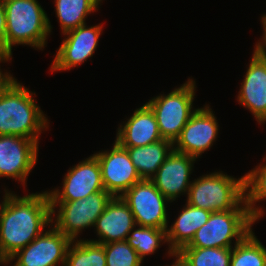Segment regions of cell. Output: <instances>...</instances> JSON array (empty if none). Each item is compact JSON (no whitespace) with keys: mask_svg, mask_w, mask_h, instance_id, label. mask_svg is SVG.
<instances>
[{"mask_svg":"<svg viewBox=\"0 0 266 266\" xmlns=\"http://www.w3.org/2000/svg\"><path fill=\"white\" fill-rule=\"evenodd\" d=\"M4 191L0 205V264L6 266L10 257L52 225V210L48 191L22 197Z\"/></svg>","mask_w":266,"mask_h":266,"instance_id":"obj_1","label":"cell"},{"mask_svg":"<svg viewBox=\"0 0 266 266\" xmlns=\"http://www.w3.org/2000/svg\"><path fill=\"white\" fill-rule=\"evenodd\" d=\"M30 91L15 78L0 94V136L16 135L35 140L49 128L48 117Z\"/></svg>","mask_w":266,"mask_h":266,"instance_id":"obj_2","label":"cell"},{"mask_svg":"<svg viewBox=\"0 0 266 266\" xmlns=\"http://www.w3.org/2000/svg\"><path fill=\"white\" fill-rule=\"evenodd\" d=\"M6 11V55L12 56V46L29 45L43 50L52 25L37 0H4Z\"/></svg>","mask_w":266,"mask_h":266,"instance_id":"obj_3","label":"cell"},{"mask_svg":"<svg viewBox=\"0 0 266 266\" xmlns=\"http://www.w3.org/2000/svg\"><path fill=\"white\" fill-rule=\"evenodd\" d=\"M255 222L244 199L233 210L212 212L185 247L233 248L232 244L239 243L252 230Z\"/></svg>","mask_w":266,"mask_h":266,"instance_id":"obj_4","label":"cell"},{"mask_svg":"<svg viewBox=\"0 0 266 266\" xmlns=\"http://www.w3.org/2000/svg\"><path fill=\"white\" fill-rule=\"evenodd\" d=\"M245 199L244 176L215 171L192 180L186 203L211 212L235 209Z\"/></svg>","mask_w":266,"mask_h":266,"instance_id":"obj_5","label":"cell"},{"mask_svg":"<svg viewBox=\"0 0 266 266\" xmlns=\"http://www.w3.org/2000/svg\"><path fill=\"white\" fill-rule=\"evenodd\" d=\"M195 82L188 78L184 84L170 93L160 94L146 102L155 115L162 139L174 143L191 115L197 110L193 107L196 94Z\"/></svg>","mask_w":266,"mask_h":266,"instance_id":"obj_6","label":"cell"},{"mask_svg":"<svg viewBox=\"0 0 266 266\" xmlns=\"http://www.w3.org/2000/svg\"><path fill=\"white\" fill-rule=\"evenodd\" d=\"M113 197L104 190L76 201H51L52 225L71 241H77L84 229L94 227Z\"/></svg>","mask_w":266,"mask_h":266,"instance_id":"obj_7","label":"cell"},{"mask_svg":"<svg viewBox=\"0 0 266 266\" xmlns=\"http://www.w3.org/2000/svg\"><path fill=\"white\" fill-rule=\"evenodd\" d=\"M134 215L136 226L167 229L170 202L151 180L142 179L120 196Z\"/></svg>","mask_w":266,"mask_h":266,"instance_id":"obj_8","label":"cell"},{"mask_svg":"<svg viewBox=\"0 0 266 266\" xmlns=\"http://www.w3.org/2000/svg\"><path fill=\"white\" fill-rule=\"evenodd\" d=\"M50 228L10 257L6 266L13 261L12 266H64L72 241L53 225Z\"/></svg>","mask_w":266,"mask_h":266,"instance_id":"obj_9","label":"cell"},{"mask_svg":"<svg viewBox=\"0 0 266 266\" xmlns=\"http://www.w3.org/2000/svg\"><path fill=\"white\" fill-rule=\"evenodd\" d=\"M216 119L209 104L198 107L173 143V150L200 158L217 140L219 125Z\"/></svg>","mask_w":266,"mask_h":266,"instance_id":"obj_10","label":"cell"},{"mask_svg":"<svg viewBox=\"0 0 266 266\" xmlns=\"http://www.w3.org/2000/svg\"><path fill=\"white\" fill-rule=\"evenodd\" d=\"M103 26H87L83 24L76 29L64 33V39L50 66V71H67L93 56L102 34Z\"/></svg>","mask_w":266,"mask_h":266,"instance_id":"obj_11","label":"cell"},{"mask_svg":"<svg viewBox=\"0 0 266 266\" xmlns=\"http://www.w3.org/2000/svg\"><path fill=\"white\" fill-rule=\"evenodd\" d=\"M39 144L16 135L0 136V177L12 178L26 187L27 177L37 163Z\"/></svg>","mask_w":266,"mask_h":266,"instance_id":"obj_12","label":"cell"},{"mask_svg":"<svg viewBox=\"0 0 266 266\" xmlns=\"http://www.w3.org/2000/svg\"><path fill=\"white\" fill-rule=\"evenodd\" d=\"M62 189L49 191L50 201H76L104 191L101 167L92 154L69 168L62 181Z\"/></svg>","mask_w":266,"mask_h":266,"instance_id":"obj_13","label":"cell"},{"mask_svg":"<svg viewBox=\"0 0 266 266\" xmlns=\"http://www.w3.org/2000/svg\"><path fill=\"white\" fill-rule=\"evenodd\" d=\"M111 150H104L93 155L101 167L102 183L104 189L113 196H121L134 184L141 181L127 150L116 141Z\"/></svg>","mask_w":266,"mask_h":266,"instance_id":"obj_14","label":"cell"},{"mask_svg":"<svg viewBox=\"0 0 266 266\" xmlns=\"http://www.w3.org/2000/svg\"><path fill=\"white\" fill-rule=\"evenodd\" d=\"M196 158L175 150L167 156L156 174L150 179L155 187L172 203L181 195H187L192 181Z\"/></svg>","mask_w":266,"mask_h":266,"instance_id":"obj_15","label":"cell"},{"mask_svg":"<svg viewBox=\"0 0 266 266\" xmlns=\"http://www.w3.org/2000/svg\"><path fill=\"white\" fill-rule=\"evenodd\" d=\"M241 82L237 101L248 109L257 123H266V58L254 51Z\"/></svg>","mask_w":266,"mask_h":266,"instance_id":"obj_16","label":"cell"},{"mask_svg":"<svg viewBox=\"0 0 266 266\" xmlns=\"http://www.w3.org/2000/svg\"><path fill=\"white\" fill-rule=\"evenodd\" d=\"M135 225L128 205L120 196H114L95 222L94 229L99 239L90 241L106 244L126 240Z\"/></svg>","mask_w":266,"mask_h":266,"instance_id":"obj_17","label":"cell"},{"mask_svg":"<svg viewBox=\"0 0 266 266\" xmlns=\"http://www.w3.org/2000/svg\"><path fill=\"white\" fill-rule=\"evenodd\" d=\"M126 120L118 126L114 140L121 147H140L162 140L155 115L146 103Z\"/></svg>","mask_w":266,"mask_h":266,"instance_id":"obj_18","label":"cell"},{"mask_svg":"<svg viewBox=\"0 0 266 266\" xmlns=\"http://www.w3.org/2000/svg\"><path fill=\"white\" fill-rule=\"evenodd\" d=\"M180 211L175 222L166 229L168 241V256L171 258L173 253L179 252L187 246L195 232L203 226L209 219L211 211L196 208L186 203Z\"/></svg>","mask_w":266,"mask_h":266,"instance_id":"obj_19","label":"cell"},{"mask_svg":"<svg viewBox=\"0 0 266 266\" xmlns=\"http://www.w3.org/2000/svg\"><path fill=\"white\" fill-rule=\"evenodd\" d=\"M123 148L127 150L141 179L150 180L172 152L173 143L162 139L145 146Z\"/></svg>","mask_w":266,"mask_h":266,"instance_id":"obj_20","label":"cell"},{"mask_svg":"<svg viewBox=\"0 0 266 266\" xmlns=\"http://www.w3.org/2000/svg\"><path fill=\"white\" fill-rule=\"evenodd\" d=\"M103 0H54L62 34L86 24V18L98 11Z\"/></svg>","mask_w":266,"mask_h":266,"instance_id":"obj_21","label":"cell"},{"mask_svg":"<svg viewBox=\"0 0 266 266\" xmlns=\"http://www.w3.org/2000/svg\"><path fill=\"white\" fill-rule=\"evenodd\" d=\"M264 160V161H263ZM261 164L244 174L245 201L249 214L258 221L264 217V207L257 203L266 200V155Z\"/></svg>","mask_w":266,"mask_h":266,"instance_id":"obj_22","label":"cell"},{"mask_svg":"<svg viewBox=\"0 0 266 266\" xmlns=\"http://www.w3.org/2000/svg\"><path fill=\"white\" fill-rule=\"evenodd\" d=\"M64 266H106L103 244L88 239L72 241L67 250Z\"/></svg>","mask_w":266,"mask_h":266,"instance_id":"obj_23","label":"cell"},{"mask_svg":"<svg viewBox=\"0 0 266 266\" xmlns=\"http://www.w3.org/2000/svg\"><path fill=\"white\" fill-rule=\"evenodd\" d=\"M251 230L232 248L230 266H266V247Z\"/></svg>","mask_w":266,"mask_h":266,"instance_id":"obj_24","label":"cell"},{"mask_svg":"<svg viewBox=\"0 0 266 266\" xmlns=\"http://www.w3.org/2000/svg\"><path fill=\"white\" fill-rule=\"evenodd\" d=\"M126 241L136 250L142 260L145 256L154 254L163 243H168L165 229L139 225H137V228L136 225L132 228Z\"/></svg>","mask_w":266,"mask_h":266,"instance_id":"obj_25","label":"cell"},{"mask_svg":"<svg viewBox=\"0 0 266 266\" xmlns=\"http://www.w3.org/2000/svg\"><path fill=\"white\" fill-rule=\"evenodd\" d=\"M178 253L189 266H230L232 248L183 247Z\"/></svg>","mask_w":266,"mask_h":266,"instance_id":"obj_26","label":"cell"},{"mask_svg":"<svg viewBox=\"0 0 266 266\" xmlns=\"http://www.w3.org/2000/svg\"><path fill=\"white\" fill-rule=\"evenodd\" d=\"M106 256V266H142L139 257L126 240L103 244Z\"/></svg>","mask_w":266,"mask_h":266,"instance_id":"obj_27","label":"cell"},{"mask_svg":"<svg viewBox=\"0 0 266 266\" xmlns=\"http://www.w3.org/2000/svg\"><path fill=\"white\" fill-rule=\"evenodd\" d=\"M6 11L4 0H0V54H6Z\"/></svg>","mask_w":266,"mask_h":266,"instance_id":"obj_28","label":"cell"},{"mask_svg":"<svg viewBox=\"0 0 266 266\" xmlns=\"http://www.w3.org/2000/svg\"><path fill=\"white\" fill-rule=\"evenodd\" d=\"M12 56L6 54H0V63H5L12 61ZM15 79L10 72H3L0 66V94L10 85V83Z\"/></svg>","mask_w":266,"mask_h":266,"instance_id":"obj_29","label":"cell"},{"mask_svg":"<svg viewBox=\"0 0 266 266\" xmlns=\"http://www.w3.org/2000/svg\"><path fill=\"white\" fill-rule=\"evenodd\" d=\"M260 19L263 28V34L261 36L262 38L254 46L255 49L253 51L260 57L266 58V14L264 13Z\"/></svg>","mask_w":266,"mask_h":266,"instance_id":"obj_30","label":"cell"},{"mask_svg":"<svg viewBox=\"0 0 266 266\" xmlns=\"http://www.w3.org/2000/svg\"><path fill=\"white\" fill-rule=\"evenodd\" d=\"M172 257L176 258V259L174 258L175 261L171 265H166V266H189L178 252L173 253Z\"/></svg>","mask_w":266,"mask_h":266,"instance_id":"obj_31","label":"cell"}]
</instances>
